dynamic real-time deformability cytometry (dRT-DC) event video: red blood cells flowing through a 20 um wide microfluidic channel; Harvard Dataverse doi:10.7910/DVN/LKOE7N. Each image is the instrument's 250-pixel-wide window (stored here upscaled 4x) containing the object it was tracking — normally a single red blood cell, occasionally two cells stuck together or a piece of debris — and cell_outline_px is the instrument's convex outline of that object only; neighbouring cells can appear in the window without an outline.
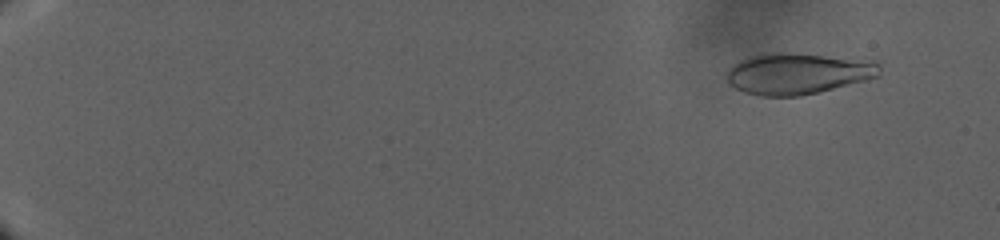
{"species": "human", "species_latin": "Homo sapiens", "temperature_condition": "warm", "stored_images_in_passage": 35, "camera_frame_rate_fps": 3000, "um_per_image_px": 0.085, "donor": {"sex": "male"}, "frame": {"image": 1, "passage_image": 5, "time_ms": 3.667, "image_size_px": [1000, 240], "cell_outline_px": [[884, 60], [880, 72], [876, 76], [868, 80], [800, 96], [764, 96], [744, 92], [728, 84], [728, 68], [732, 64], [748, 56], [764, 52], [780, 52]], "centroid_in_image_um": [67.88, 6.22], "position_along_channel_um": 17.1, "area_um2": 37.34}}
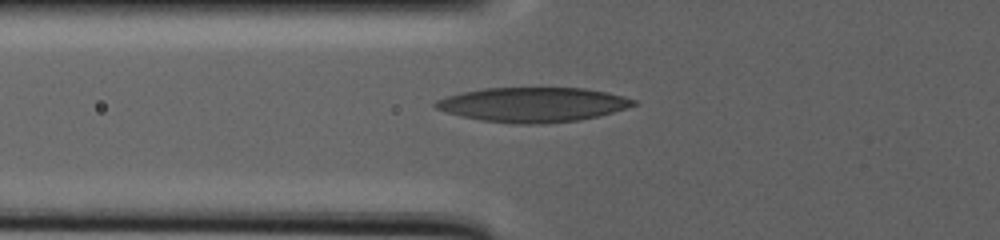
{"frame": {"image": 2, "passage_image": 29, "time_ms": 19.667, "image_size_px": [1000, 240], "cell_outline_px": [[640, 104], [612, 112], [580, 120], [548, 124], [512, 124], [480, 120], [460, 116], [436, 108], [432, 104], [436, 100], [448, 96], [464, 92], [484, 88], [584, 88], [608, 92], [624, 96], [636, 100]], "centroid_in_image_um": [45.32, 8.9], "position_along_channel_um": 80.5, "area_um2": 40.06}}
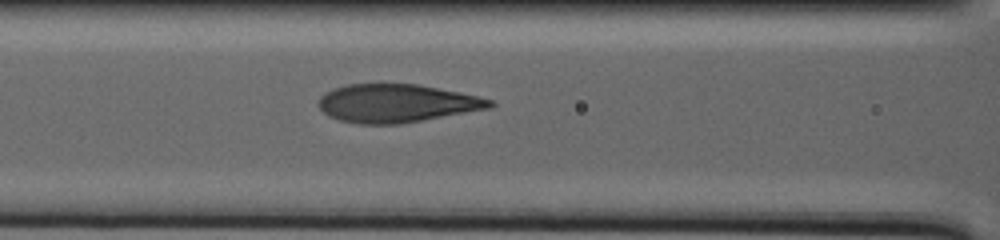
{"frame": {"image": 3, "passage_image": 35, "time_ms": 23.0, "image_size_px": [1000, 240], "cell_outline_px": [[496, 104], [492, 108], [400, 124], [360, 124], [340, 120], [328, 116], [320, 108], [320, 96], [324, 92], [332, 88], [348, 84], [380, 80], [420, 84], [460, 92], [492, 100]], "centroid_in_image_um": [33.7, 8.73], "position_along_channel_um": 132.9, "area_um2": 39.25}}